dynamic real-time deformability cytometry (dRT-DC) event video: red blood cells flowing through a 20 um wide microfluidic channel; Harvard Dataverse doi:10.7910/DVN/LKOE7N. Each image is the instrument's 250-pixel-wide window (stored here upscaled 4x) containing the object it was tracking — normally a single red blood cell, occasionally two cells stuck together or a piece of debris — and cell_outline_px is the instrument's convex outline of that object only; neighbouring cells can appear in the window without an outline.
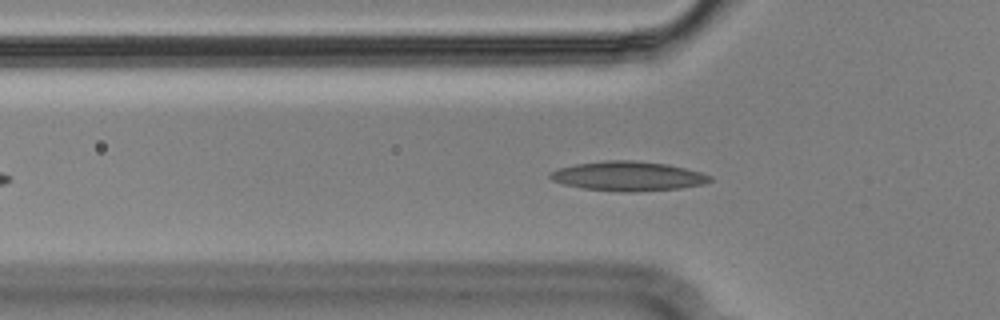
{"species": "Egyptian fruit bat (a non-hibernating species)", "species_latin": "Rousettus aegyptiacus", "temperature_condition": "cold", "stored_images_in_passage": 52, "camera_frame_rate_fps": 3000, "um_per_image_px": 0.085, "animal": {"sex": "male"}, "frame": {"image": 1, "passage_image": 13, "time_ms": 4.0, "image_size_px": [1000, 320], "cell_outline_px": [[712, 180], [704, 184], [680, 188], [632, 192], [620, 192], [584, 188], [564, 184], [552, 180], [548, 176], [548, 172], [560, 168], [576, 164], [604, 160], [632, 160], [668, 164], [700, 172], [712, 176]], "centroid_in_image_um": [53.38, 14.97], "position_along_channel_um": 72.4, "area_um2": 27.4}}
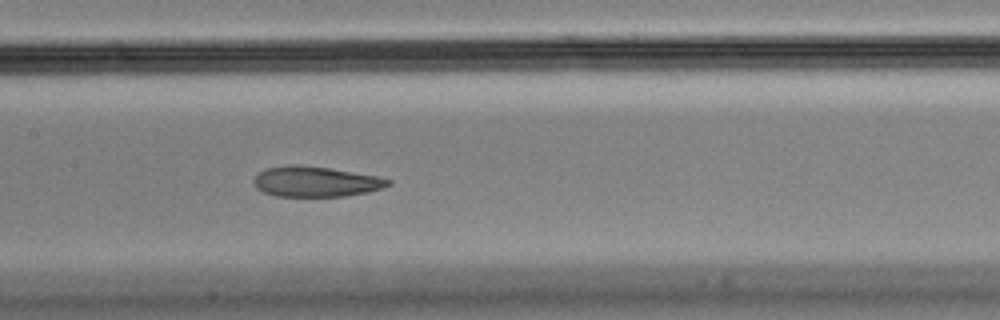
{"frame": {"image": 2, "passage_image": 22, "time_ms": 7.0, "image_size_px": [1000, 320], "cell_outline_px": [[392, 184], [384, 188], [368, 192], [348, 196], [276, 196], [264, 192], [256, 188], [252, 180], [264, 168], [288, 164], [292, 164], [328, 168], [376, 176], [392, 180]], "centroid_in_image_um": [26.83, 15.44], "position_along_channel_um": 180.6, "area_um2": 23.81}}
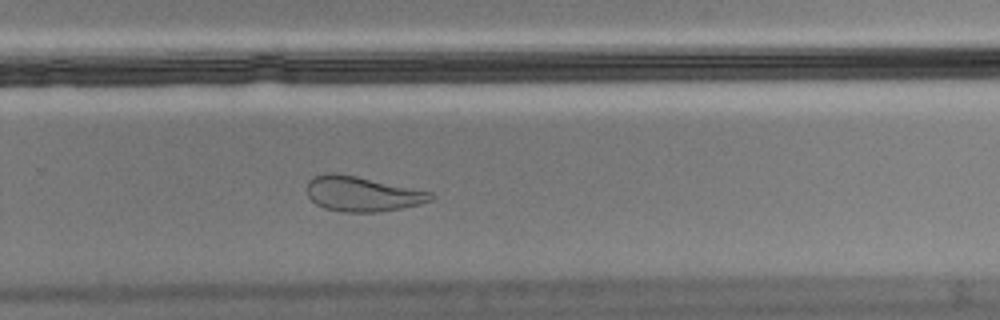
{"frame": {"image": 3, "passage_image": 32, "time_ms": 10.333, "image_size_px": [1000, 320], "cell_outline_px": [[436, 196], [432, 200], [420, 204], [380, 212], [344, 212], [324, 208], [316, 204], [308, 196], [308, 180], [312, 176], [328, 172], [336, 172], [356, 176], [432, 192]], "centroid_in_image_um": [30.78, 16.47], "position_along_channel_um": 299.0, "area_um2": 25.32}, "authors_computed_cell_mechanics": {"area_um2": 25.2297, "velocity_mm_per_s": 3.5718, "shape_relaxation_time_tau1_ms": null, "shape_relaxation_time_tau2_ms": 2.5074, "deformation_change_tau1": null, "deformation_change_tau2": 0.0926}}